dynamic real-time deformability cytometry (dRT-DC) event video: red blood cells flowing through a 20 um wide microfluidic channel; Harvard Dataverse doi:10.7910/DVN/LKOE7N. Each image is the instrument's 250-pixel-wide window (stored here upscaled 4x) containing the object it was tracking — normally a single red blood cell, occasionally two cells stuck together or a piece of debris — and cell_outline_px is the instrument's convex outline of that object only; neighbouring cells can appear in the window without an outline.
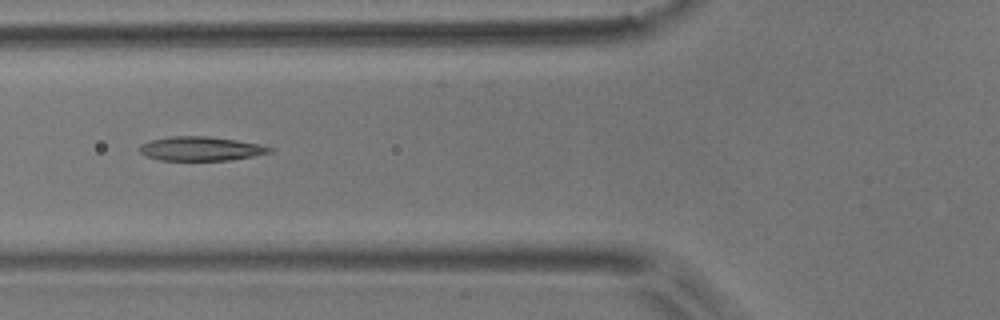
{"species": "common noctule bat (a hibernating species)", "species_latin": "Nyctalus noctula", "temperature_condition": "room temperature", "stored_images_in_passage": 4, "camera_frame_rate_fps": 3000, "um_per_image_px": 0.085, "animal": {"sex": "male", "body_mass_g": 17.9}, "frame": {"image": 1, "passage_image": 2, "time_ms": 0.333, "image_size_px": [1000, 320], "cell_outline_px": [[272, 152], [232, 160], [160, 160], [148, 156], [140, 152], [140, 144], [152, 140], [168, 136], [208, 136], [236, 140], [260, 144], [272, 148]], "centroid_in_image_um": [17.08, 12.63], "position_along_channel_um": 108.7, "area_um2": 18.15}}
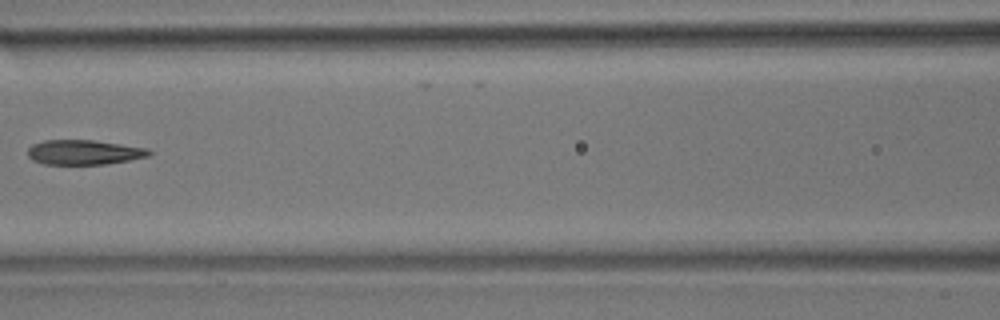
{"frame": {"image": 2, "passage_image": 3, "time_ms": 0.667, "image_size_px": [1000, 320], "cell_outline_px": [[152, 152], [148, 156], [128, 160], [104, 164], [44, 164], [32, 160], [28, 156], [28, 148], [32, 144], [44, 140], [92, 140], [148, 148]], "centroid_in_image_um": [7.1, 12.94], "position_along_channel_um": 159.5, "area_um2": 17.4}}
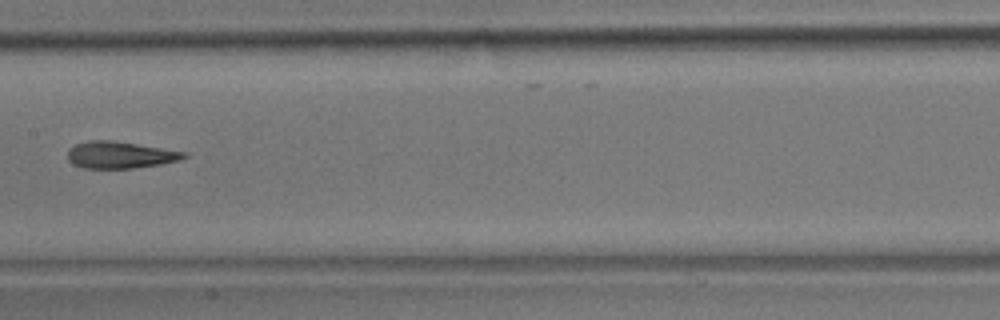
{"frame": {"image": 3, "passage_image": 4, "time_ms": 1.0, "image_size_px": [1000, 320], "cell_outline_px": [[188, 156], [176, 160], [160, 164], [132, 168], [84, 168], [68, 160], [68, 148], [76, 144], [88, 140], [112, 140], [188, 152]], "centroid_in_image_um": [10.19, 13.15], "position_along_channel_um": 197.2, "area_um2": 18.03}}